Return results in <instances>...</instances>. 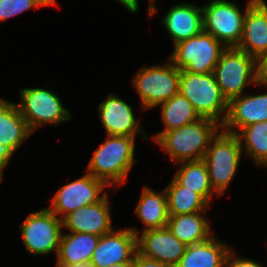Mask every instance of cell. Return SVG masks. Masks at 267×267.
<instances>
[{
	"label": "cell",
	"mask_w": 267,
	"mask_h": 267,
	"mask_svg": "<svg viewBox=\"0 0 267 267\" xmlns=\"http://www.w3.org/2000/svg\"><path fill=\"white\" fill-rule=\"evenodd\" d=\"M107 136L94 151L85 172L102 180L108 187L116 185L117 188L127 182L128 174L137 162L134 157L136 137Z\"/></svg>",
	"instance_id": "cell-1"
},
{
	"label": "cell",
	"mask_w": 267,
	"mask_h": 267,
	"mask_svg": "<svg viewBox=\"0 0 267 267\" xmlns=\"http://www.w3.org/2000/svg\"><path fill=\"white\" fill-rule=\"evenodd\" d=\"M222 128L216 121L201 117L185 126L163 132L155 141L174 164L202 160L211 139Z\"/></svg>",
	"instance_id": "cell-2"
},
{
	"label": "cell",
	"mask_w": 267,
	"mask_h": 267,
	"mask_svg": "<svg viewBox=\"0 0 267 267\" xmlns=\"http://www.w3.org/2000/svg\"><path fill=\"white\" fill-rule=\"evenodd\" d=\"M179 93L191 102L200 117L212 119L221 126L225 123L229 102L213 72L201 74L180 70Z\"/></svg>",
	"instance_id": "cell-3"
},
{
	"label": "cell",
	"mask_w": 267,
	"mask_h": 267,
	"mask_svg": "<svg viewBox=\"0 0 267 267\" xmlns=\"http://www.w3.org/2000/svg\"><path fill=\"white\" fill-rule=\"evenodd\" d=\"M242 148L236 134L228 133L222 128L211 139L203 157L211 186L221 197L228 190L241 163Z\"/></svg>",
	"instance_id": "cell-4"
},
{
	"label": "cell",
	"mask_w": 267,
	"mask_h": 267,
	"mask_svg": "<svg viewBox=\"0 0 267 267\" xmlns=\"http://www.w3.org/2000/svg\"><path fill=\"white\" fill-rule=\"evenodd\" d=\"M132 84L143 111L154 109L179 93L180 70L169 59L162 65L142 66Z\"/></svg>",
	"instance_id": "cell-5"
},
{
	"label": "cell",
	"mask_w": 267,
	"mask_h": 267,
	"mask_svg": "<svg viewBox=\"0 0 267 267\" xmlns=\"http://www.w3.org/2000/svg\"><path fill=\"white\" fill-rule=\"evenodd\" d=\"M255 1L247 0L241 12L233 0H210L202 6L203 30L212 34L226 48L237 47L243 34L245 14Z\"/></svg>",
	"instance_id": "cell-6"
},
{
	"label": "cell",
	"mask_w": 267,
	"mask_h": 267,
	"mask_svg": "<svg viewBox=\"0 0 267 267\" xmlns=\"http://www.w3.org/2000/svg\"><path fill=\"white\" fill-rule=\"evenodd\" d=\"M19 103L16 102L22 117L32 133L45 124L54 126L68 122L72 118L57 93L44 87L19 89Z\"/></svg>",
	"instance_id": "cell-7"
},
{
	"label": "cell",
	"mask_w": 267,
	"mask_h": 267,
	"mask_svg": "<svg viewBox=\"0 0 267 267\" xmlns=\"http://www.w3.org/2000/svg\"><path fill=\"white\" fill-rule=\"evenodd\" d=\"M213 73L228 102L244 94L249 85L257 84L256 59L236 47L222 52Z\"/></svg>",
	"instance_id": "cell-8"
},
{
	"label": "cell",
	"mask_w": 267,
	"mask_h": 267,
	"mask_svg": "<svg viewBox=\"0 0 267 267\" xmlns=\"http://www.w3.org/2000/svg\"><path fill=\"white\" fill-rule=\"evenodd\" d=\"M168 59L179 69L187 72L207 74L215 66L226 47L212 34L204 30L174 45Z\"/></svg>",
	"instance_id": "cell-9"
},
{
	"label": "cell",
	"mask_w": 267,
	"mask_h": 267,
	"mask_svg": "<svg viewBox=\"0 0 267 267\" xmlns=\"http://www.w3.org/2000/svg\"><path fill=\"white\" fill-rule=\"evenodd\" d=\"M62 228V220L47 207L29 214L19 226L27 254L44 256L53 252L57 255Z\"/></svg>",
	"instance_id": "cell-10"
},
{
	"label": "cell",
	"mask_w": 267,
	"mask_h": 267,
	"mask_svg": "<svg viewBox=\"0 0 267 267\" xmlns=\"http://www.w3.org/2000/svg\"><path fill=\"white\" fill-rule=\"evenodd\" d=\"M108 186L86 172L80 178L61 186L47 207L61 220L71 212L100 201L108 192Z\"/></svg>",
	"instance_id": "cell-11"
},
{
	"label": "cell",
	"mask_w": 267,
	"mask_h": 267,
	"mask_svg": "<svg viewBox=\"0 0 267 267\" xmlns=\"http://www.w3.org/2000/svg\"><path fill=\"white\" fill-rule=\"evenodd\" d=\"M137 235V252L144 257L157 260L168 267H176L185 252L186 245L167 228L139 231L131 227Z\"/></svg>",
	"instance_id": "cell-12"
},
{
	"label": "cell",
	"mask_w": 267,
	"mask_h": 267,
	"mask_svg": "<svg viewBox=\"0 0 267 267\" xmlns=\"http://www.w3.org/2000/svg\"><path fill=\"white\" fill-rule=\"evenodd\" d=\"M97 108L107 135L136 137L141 134L144 140L150 142L132 106L118 95L109 93Z\"/></svg>",
	"instance_id": "cell-13"
},
{
	"label": "cell",
	"mask_w": 267,
	"mask_h": 267,
	"mask_svg": "<svg viewBox=\"0 0 267 267\" xmlns=\"http://www.w3.org/2000/svg\"><path fill=\"white\" fill-rule=\"evenodd\" d=\"M137 252V235L129 228L114 229L100 236L92 254L94 267H106L122 262H133Z\"/></svg>",
	"instance_id": "cell-14"
},
{
	"label": "cell",
	"mask_w": 267,
	"mask_h": 267,
	"mask_svg": "<svg viewBox=\"0 0 267 267\" xmlns=\"http://www.w3.org/2000/svg\"><path fill=\"white\" fill-rule=\"evenodd\" d=\"M109 193L97 203L81 207L62 219L63 228L71 232L103 236L114 230Z\"/></svg>",
	"instance_id": "cell-15"
},
{
	"label": "cell",
	"mask_w": 267,
	"mask_h": 267,
	"mask_svg": "<svg viewBox=\"0 0 267 267\" xmlns=\"http://www.w3.org/2000/svg\"><path fill=\"white\" fill-rule=\"evenodd\" d=\"M255 86L267 88V85ZM267 121V92L244 93L229 102L228 114L222 129L237 134L242 128L257 122Z\"/></svg>",
	"instance_id": "cell-16"
},
{
	"label": "cell",
	"mask_w": 267,
	"mask_h": 267,
	"mask_svg": "<svg viewBox=\"0 0 267 267\" xmlns=\"http://www.w3.org/2000/svg\"><path fill=\"white\" fill-rule=\"evenodd\" d=\"M173 46L203 31L202 6L183 2L169 8L161 20Z\"/></svg>",
	"instance_id": "cell-17"
},
{
	"label": "cell",
	"mask_w": 267,
	"mask_h": 267,
	"mask_svg": "<svg viewBox=\"0 0 267 267\" xmlns=\"http://www.w3.org/2000/svg\"><path fill=\"white\" fill-rule=\"evenodd\" d=\"M237 49L255 59L267 51V3L256 0L245 14L243 34Z\"/></svg>",
	"instance_id": "cell-18"
},
{
	"label": "cell",
	"mask_w": 267,
	"mask_h": 267,
	"mask_svg": "<svg viewBox=\"0 0 267 267\" xmlns=\"http://www.w3.org/2000/svg\"><path fill=\"white\" fill-rule=\"evenodd\" d=\"M213 235L208 240L186 246L176 267H226L232 247Z\"/></svg>",
	"instance_id": "cell-19"
},
{
	"label": "cell",
	"mask_w": 267,
	"mask_h": 267,
	"mask_svg": "<svg viewBox=\"0 0 267 267\" xmlns=\"http://www.w3.org/2000/svg\"><path fill=\"white\" fill-rule=\"evenodd\" d=\"M31 135L17 104L0 97V145L16 152Z\"/></svg>",
	"instance_id": "cell-20"
},
{
	"label": "cell",
	"mask_w": 267,
	"mask_h": 267,
	"mask_svg": "<svg viewBox=\"0 0 267 267\" xmlns=\"http://www.w3.org/2000/svg\"><path fill=\"white\" fill-rule=\"evenodd\" d=\"M134 213L143 224V230L167 227L169 214L165 190L161 193L144 186Z\"/></svg>",
	"instance_id": "cell-21"
},
{
	"label": "cell",
	"mask_w": 267,
	"mask_h": 267,
	"mask_svg": "<svg viewBox=\"0 0 267 267\" xmlns=\"http://www.w3.org/2000/svg\"><path fill=\"white\" fill-rule=\"evenodd\" d=\"M204 214L206 212L169 215L167 228L186 246L204 242L214 235Z\"/></svg>",
	"instance_id": "cell-22"
},
{
	"label": "cell",
	"mask_w": 267,
	"mask_h": 267,
	"mask_svg": "<svg viewBox=\"0 0 267 267\" xmlns=\"http://www.w3.org/2000/svg\"><path fill=\"white\" fill-rule=\"evenodd\" d=\"M100 236L88 233H63L56 257V265H71L81 262H91L92 254Z\"/></svg>",
	"instance_id": "cell-23"
},
{
	"label": "cell",
	"mask_w": 267,
	"mask_h": 267,
	"mask_svg": "<svg viewBox=\"0 0 267 267\" xmlns=\"http://www.w3.org/2000/svg\"><path fill=\"white\" fill-rule=\"evenodd\" d=\"M179 168L174 174V179L187 189L198 193L209 205L214 198L220 196L211 186L209 174L203 160L199 161H182L176 163Z\"/></svg>",
	"instance_id": "cell-24"
},
{
	"label": "cell",
	"mask_w": 267,
	"mask_h": 267,
	"mask_svg": "<svg viewBox=\"0 0 267 267\" xmlns=\"http://www.w3.org/2000/svg\"><path fill=\"white\" fill-rule=\"evenodd\" d=\"M157 106L160 107L161 110L160 117L164 129L153 135V141L163 132L177 129L201 118L191 102L180 93Z\"/></svg>",
	"instance_id": "cell-25"
},
{
	"label": "cell",
	"mask_w": 267,
	"mask_h": 267,
	"mask_svg": "<svg viewBox=\"0 0 267 267\" xmlns=\"http://www.w3.org/2000/svg\"><path fill=\"white\" fill-rule=\"evenodd\" d=\"M164 190L169 215L206 212L210 207L198 193L181 186L174 178Z\"/></svg>",
	"instance_id": "cell-26"
},
{
	"label": "cell",
	"mask_w": 267,
	"mask_h": 267,
	"mask_svg": "<svg viewBox=\"0 0 267 267\" xmlns=\"http://www.w3.org/2000/svg\"><path fill=\"white\" fill-rule=\"evenodd\" d=\"M242 153H246L256 166L267 168V121L257 122L242 128L236 134ZM245 150V151H244Z\"/></svg>",
	"instance_id": "cell-27"
},
{
	"label": "cell",
	"mask_w": 267,
	"mask_h": 267,
	"mask_svg": "<svg viewBox=\"0 0 267 267\" xmlns=\"http://www.w3.org/2000/svg\"><path fill=\"white\" fill-rule=\"evenodd\" d=\"M50 7L45 0H0V23L30 9Z\"/></svg>",
	"instance_id": "cell-28"
},
{
	"label": "cell",
	"mask_w": 267,
	"mask_h": 267,
	"mask_svg": "<svg viewBox=\"0 0 267 267\" xmlns=\"http://www.w3.org/2000/svg\"><path fill=\"white\" fill-rule=\"evenodd\" d=\"M232 250L229 252L227 260H226V267H265L260 262H257L254 259L245 256H237L235 255L236 252Z\"/></svg>",
	"instance_id": "cell-29"
},
{
	"label": "cell",
	"mask_w": 267,
	"mask_h": 267,
	"mask_svg": "<svg viewBox=\"0 0 267 267\" xmlns=\"http://www.w3.org/2000/svg\"><path fill=\"white\" fill-rule=\"evenodd\" d=\"M256 80L260 85H267V51L256 58Z\"/></svg>",
	"instance_id": "cell-30"
},
{
	"label": "cell",
	"mask_w": 267,
	"mask_h": 267,
	"mask_svg": "<svg viewBox=\"0 0 267 267\" xmlns=\"http://www.w3.org/2000/svg\"><path fill=\"white\" fill-rule=\"evenodd\" d=\"M132 267H168V266L157 260H152L147 257H144L138 252H136L133 258Z\"/></svg>",
	"instance_id": "cell-31"
},
{
	"label": "cell",
	"mask_w": 267,
	"mask_h": 267,
	"mask_svg": "<svg viewBox=\"0 0 267 267\" xmlns=\"http://www.w3.org/2000/svg\"><path fill=\"white\" fill-rule=\"evenodd\" d=\"M14 151L6 146V145H0V182L2 183L4 169L7 167V164L9 163V160L14 155Z\"/></svg>",
	"instance_id": "cell-32"
},
{
	"label": "cell",
	"mask_w": 267,
	"mask_h": 267,
	"mask_svg": "<svg viewBox=\"0 0 267 267\" xmlns=\"http://www.w3.org/2000/svg\"><path fill=\"white\" fill-rule=\"evenodd\" d=\"M118 1V3L122 4L124 8L129 11V13H134L139 10V0H115Z\"/></svg>",
	"instance_id": "cell-33"
},
{
	"label": "cell",
	"mask_w": 267,
	"mask_h": 267,
	"mask_svg": "<svg viewBox=\"0 0 267 267\" xmlns=\"http://www.w3.org/2000/svg\"><path fill=\"white\" fill-rule=\"evenodd\" d=\"M157 0H149V4H148V16L151 18L152 16H154V14H156L157 13V11H158V7L155 5V2H156Z\"/></svg>",
	"instance_id": "cell-34"
},
{
	"label": "cell",
	"mask_w": 267,
	"mask_h": 267,
	"mask_svg": "<svg viewBox=\"0 0 267 267\" xmlns=\"http://www.w3.org/2000/svg\"><path fill=\"white\" fill-rule=\"evenodd\" d=\"M55 267H94L91 262H81L71 265H55Z\"/></svg>",
	"instance_id": "cell-35"
},
{
	"label": "cell",
	"mask_w": 267,
	"mask_h": 267,
	"mask_svg": "<svg viewBox=\"0 0 267 267\" xmlns=\"http://www.w3.org/2000/svg\"><path fill=\"white\" fill-rule=\"evenodd\" d=\"M106 267H132V262H122V263H118V264H112V265L106 266Z\"/></svg>",
	"instance_id": "cell-36"
},
{
	"label": "cell",
	"mask_w": 267,
	"mask_h": 267,
	"mask_svg": "<svg viewBox=\"0 0 267 267\" xmlns=\"http://www.w3.org/2000/svg\"><path fill=\"white\" fill-rule=\"evenodd\" d=\"M50 6H57L56 0H45Z\"/></svg>",
	"instance_id": "cell-37"
}]
</instances>
